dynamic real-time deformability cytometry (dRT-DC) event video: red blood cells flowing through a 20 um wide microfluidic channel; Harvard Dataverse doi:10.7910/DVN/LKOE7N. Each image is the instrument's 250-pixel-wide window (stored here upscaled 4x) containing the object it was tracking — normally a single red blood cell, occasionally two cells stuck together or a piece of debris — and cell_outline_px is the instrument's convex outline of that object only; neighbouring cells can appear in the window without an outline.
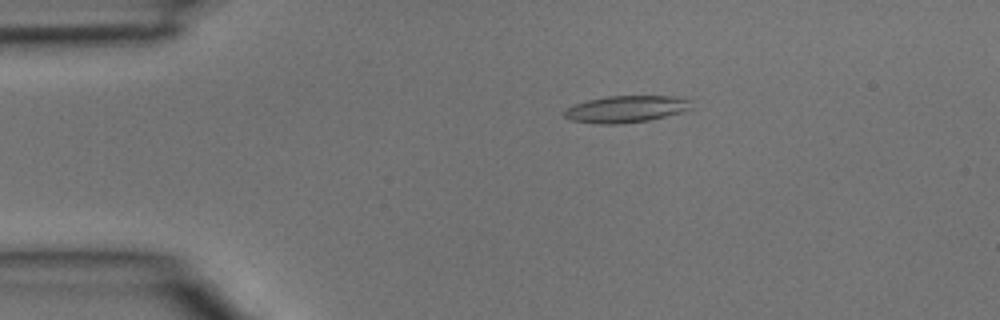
{"species": "common noctule bat (a hibernating species)", "species_latin": "Nyctalus noctula", "temperature_condition": "room temperature", "stored_images_in_passage": 4, "camera_frame_rate_fps": 3000, "um_per_image_px": 0.085, "animal": {"sex": "male", "body_mass_g": 15.6}, "frame": {"image": 1, "passage_image": 3, "time_ms": 0.667, "image_size_px": [1000, 320], "cell_outline_px": [[696, 108], [648, 120], [620, 124], [596, 124], [572, 120], [564, 116], [564, 112], [568, 108], [576, 104], [588, 100], [608, 96], [684, 96], [692, 100]], "centroid_in_image_um": [53.32, 9.26], "position_along_channel_um": 31.7, "area_um2": 20.0}}